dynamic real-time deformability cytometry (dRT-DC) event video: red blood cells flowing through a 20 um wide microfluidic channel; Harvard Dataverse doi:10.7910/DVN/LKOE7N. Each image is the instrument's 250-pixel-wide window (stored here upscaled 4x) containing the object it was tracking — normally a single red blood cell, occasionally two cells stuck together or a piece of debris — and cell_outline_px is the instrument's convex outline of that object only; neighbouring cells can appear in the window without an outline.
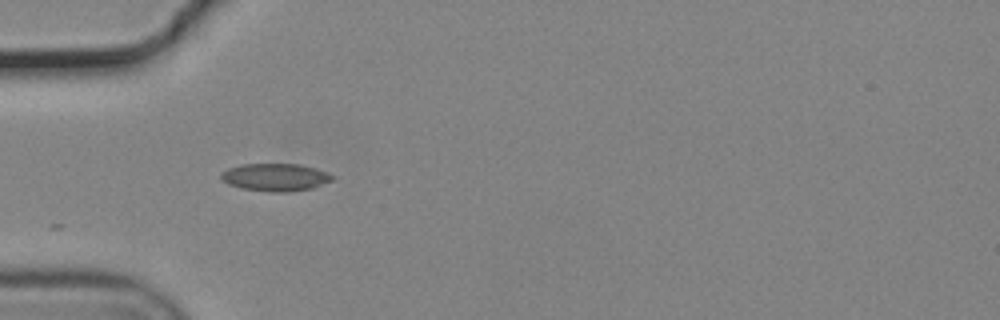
{"species": "common noctule bat (a hibernating species)", "species_latin": "Nyctalus noctula", "temperature_condition": "cold", "stored_images_in_passage": 39, "camera_frame_rate_fps": 3000, "um_per_image_px": 0.085, "animal": {"sex": "male", "body_mass_g": 19.2, "forearm_length_mm": 51.8}, "frame": {"image": 1, "passage_image": 1, "time_ms": 0.0, "image_size_px": [1000, 320], "cell_outline_px": [[336, 180], [312, 188], [288, 192], [268, 192], [244, 188], [228, 184], [220, 180], [220, 172], [228, 168], [244, 164], [300, 164], [336, 176]], "centroid_in_image_um": [23.4, 15.07], "position_along_channel_um": 61.6, "area_um2": 17.98}}
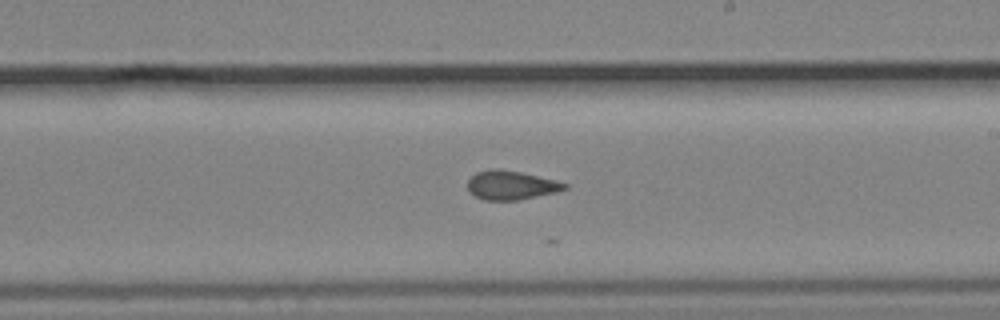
{"frame": {"image": 2, "passage_image": 16, "time_ms": 5.0, "image_size_px": [1000, 320], "cell_outline_px": [[568, 188], [556, 192], [520, 200], [484, 200], [468, 192], [468, 180], [476, 172], [492, 168], [500, 168], [520, 172], [556, 180], [568, 184]], "centroid_in_image_um": [43.44, 15.74], "position_along_channel_um": 245.6, "area_um2": 16.47}}
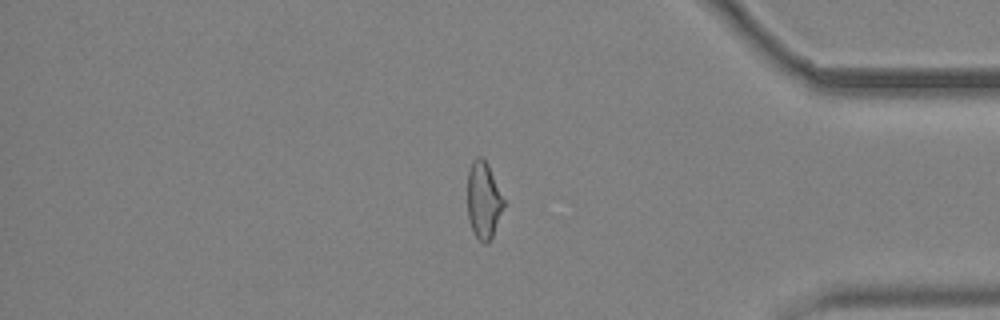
{"frame": {"image": 3, "passage_image": 30, "time_ms": 9.667, "image_size_px": [1000, 320], "cell_outline_px": [[504, 208], [492, 236], [488, 244], [484, 244], [472, 232], [468, 220], [468, 172], [472, 160], [476, 156], [480, 156], [488, 164], [504, 200]], "centroid_in_image_um": [41.09, 17.03], "position_along_channel_um": 394.1, "area_um2": 16.24}}